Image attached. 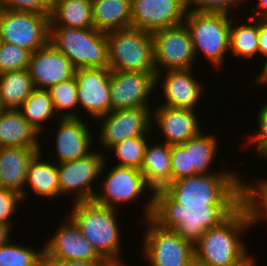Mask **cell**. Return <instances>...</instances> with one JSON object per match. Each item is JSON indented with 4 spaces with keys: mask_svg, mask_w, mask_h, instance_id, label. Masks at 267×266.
<instances>
[{
    "mask_svg": "<svg viewBox=\"0 0 267 266\" xmlns=\"http://www.w3.org/2000/svg\"><path fill=\"white\" fill-rule=\"evenodd\" d=\"M239 206H183L163 189L153 194L151 219L160 227L174 230L193 245L210 228L220 225Z\"/></svg>",
    "mask_w": 267,
    "mask_h": 266,
    "instance_id": "cell-1",
    "label": "cell"
},
{
    "mask_svg": "<svg viewBox=\"0 0 267 266\" xmlns=\"http://www.w3.org/2000/svg\"><path fill=\"white\" fill-rule=\"evenodd\" d=\"M183 206H240L241 176L236 172L196 174L163 189Z\"/></svg>",
    "mask_w": 267,
    "mask_h": 266,
    "instance_id": "cell-2",
    "label": "cell"
},
{
    "mask_svg": "<svg viewBox=\"0 0 267 266\" xmlns=\"http://www.w3.org/2000/svg\"><path fill=\"white\" fill-rule=\"evenodd\" d=\"M252 225L240 205L220 225L210 228L194 244V257L208 266H235L250 253L242 236Z\"/></svg>",
    "mask_w": 267,
    "mask_h": 266,
    "instance_id": "cell-3",
    "label": "cell"
},
{
    "mask_svg": "<svg viewBox=\"0 0 267 266\" xmlns=\"http://www.w3.org/2000/svg\"><path fill=\"white\" fill-rule=\"evenodd\" d=\"M72 205L69 217L97 253L102 258L121 257V224L117 221V209L97 204L94 200L78 201Z\"/></svg>",
    "mask_w": 267,
    "mask_h": 266,
    "instance_id": "cell-4",
    "label": "cell"
},
{
    "mask_svg": "<svg viewBox=\"0 0 267 266\" xmlns=\"http://www.w3.org/2000/svg\"><path fill=\"white\" fill-rule=\"evenodd\" d=\"M49 42L66 55L76 69L109 68L106 33L95 28L50 26Z\"/></svg>",
    "mask_w": 267,
    "mask_h": 266,
    "instance_id": "cell-5",
    "label": "cell"
},
{
    "mask_svg": "<svg viewBox=\"0 0 267 266\" xmlns=\"http://www.w3.org/2000/svg\"><path fill=\"white\" fill-rule=\"evenodd\" d=\"M188 10L184 23L192 39L196 58L201 53L215 69H220L229 49V29L233 15Z\"/></svg>",
    "mask_w": 267,
    "mask_h": 266,
    "instance_id": "cell-6",
    "label": "cell"
},
{
    "mask_svg": "<svg viewBox=\"0 0 267 266\" xmlns=\"http://www.w3.org/2000/svg\"><path fill=\"white\" fill-rule=\"evenodd\" d=\"M106 36L111 71L156 72L152 33L129 27Z\"/></svg>",
    "mask_w": 267,
    "mask_h": 266,
    "instance_id": "cell-7",
    "label": "cell"
},
{
    "mask_svg": "<svg viewBox=\"0 0 267 266\" xmlns=\"http://www.w3.org/2000/svg\"><path fill=\"white\" fill-rule=\"evenodd\" d=\"M104 161L100 175H103L101 185L99 186V191H97L94 201L97 204L107 206L109 208H114L119 210L118 207L138 200L139 196L143 195L149 190L150 196L149 200L145 201L143 206V219L151 218L153 213V194L152 189L145 183L144 176L139 169L132 167H122L117 165H112V167L106 175V167L108 160ZM152 194V195H151Z\"/></svg>",
    "mask_w": 267,
    "mask_h": 266,
    "instance_id": "cell-8",
    "label": "cell"
},
{
    "mask_svg": "<svg viewBox=\"0 0 267 266\" xmlns=\"http://www.w3.org/2000/svg\"><path fill=\"white\" fill-rule=\"evenodd\" d=\"M142 254L148 266H187L194 257V245L174 230H167L151 218L145 219Z\"/></svg>",
    "mask_w": 267,
    "mask_h": 266,
    "instance_id": "cell-9",
    "label": "cell"
},
{
    "mask_svg": "<svg viewBox=\"0 0 267 266\" xmlns=\"http://www.w3.org/2000/svg\"><path fill=\"white\" fill-rule=\"evenodd\" d=\"M50 14L0 9L2 42L17 45L31 53L49 43Z\"/></svg>",
    "mask_w": 267,
    "mask_h": 266,
    "instance_id": "cell-10",
    "label": "cell"
},
{
    "mask_svg": "<svg viewBox=\"0 0 267 266\" xmlns=\"http://www.w3.org/2000/svg\"><path fill=\"white\" fill-rule=\"evenodd\" d=\"M156 74L168 70L194 68L196 55L185 23L152 33Z\"/></svg>",
    "mask_w": 267,
    "mask_h": 266,
    "instance_id": "cell-11",
    "label": "cell"
},
{
    "mask_svg": "<svg viewBox=\"0 0 267 266\" xmlns=\"http://www.w3.org/2000/svg\"><path fill=\"white\" fill-rule=\"evenodd\" d=\"M101 151L93 150L84 158L56 164L61 197L74 194L73 203L94 200L97 191L92 188V183L97 182V179L100 181V173L106 159L104 150Z\"/></svg>",
    "mask_w": 267,
    "mask_h": 266,
    "instance_id": "cell-12",
    "label": "cell"
},
{
    "mask_svg": "<svg viewBox=\"0 0 267 266\" xmlns=\"http://www.w3.org/2000/svg\"><path fill=\"white\" fill-rule=\"evenodd\" d=\"M151 109L131 108L111 111L96 118L100 147L109 151L114 145L136 136H151Z\"/></svg>",
    "mask_w": 267,
    "mask_h": 266,
    "instance_id": "cell-13",
    "label": "cell"
},
{
    "mask_svg": "<svg viewBox=\"0 0 267 266\" xmlns=\"http://www.w3.org/2000/svg\"><path fill=\"white\" fill-rule=\"evenodd\" d=\"M156 89V72L111 71L109 91L112 111L153 109L149 101Z\"/></svg>",
    "mask_w": 267,
    "mask_h": 266,
    "instance_id": "cell-14",
    "label": "cell"
},
{
    "mask_svg": "<svg viewBox=\"0 0 267 266\" xmlns=\"http://www.w3.org/2000/svg\"><path fill=\"white\" fill-rule=\"evenodd\" d=\"M187 0H131V27L153 33L184 23Z\"/></svg>",
    "mask_w": 267,
    "mask_h": 266,
    "instance_id": "cell-15",
    "label": "cell"
},
{
    "mask_svg": "<svg viewBox=\"0 0 267 266\" xmlns=\"http://www.w3.org/2000/svg\"><path fill=\"white\" fill-rule=\"evenodd\" d=\"M109 68L76 69L78 106L88 113L91 119L108 114L112 111L110 99Z\"/></svg>",
    "mask_w": 267,
    "mask_h": 266,
    "instance_id": "cell-16",
    "label": "cell"
},
{
    "mask_svg": "<svg viewBox=\"0 0 267 266\" xmlns=\"http://www.w3.org/2000/svg\"><path fill=\"white\" fill-rule=\"evenodd\" d=\"M66 220V221H65ZM44 245V260L100 261L102 257L67 215Z\"/></svg>",
    "mask_w": 267,
    "mask_h": 266,
    "instance_id": "cell-17",
    "label": "cell"
},
{
    "mask_svg": "<svg viewBox=\"0 0 267 266\" xmlns=\"http://www.w3.org/2000/svg\"><path fill=\"white\" fill-rule=\"evenodd\" d=\"M192 71L193 69L168 70L157 73L156 87L161 84L159 87L165 100L158 105L196 110L205 90Z\"/></svg>",
    "mask_w": 267,
    "mask_h": 266,
    "instance_id": "cell-18",
    "label": "cell"
},
{
    "mask_svg": "<svg viewBox=\"0 0 267 266\" xmlns=\"http://www.w3.org/2000/svg\"><path fill=\"white\" fill-rule=\"evenodd\" d=\"M157 106L151 111V129L158 127L157 131L163 137L161 142L169 145L183 144L202 131L196 110Z\"/></svg>",
    "mask_w": 267,
    "mask_h": 266,
    "instance_id": "cell-19",
    "label": "cell"
},
{
    "mask_svg": "<svg viewBox=\"0 0 267 266\" xmlns=\"http://www.w3.org/2000/svg\"><path fill=\"white\" fill-rule=\"evenodd\" d=\"M28 71L34 88L49 89L62 81L74 78L76 68L66 55L49 42L31 53Z\"/></svg>",
    "mask_w": 267,
    "mask_h": 266,
    "instance_id": "cell-20",
    "label": "cell"
},
{
    "mask_svg": "<svg viewBox=\"0 0 267 266\" xmlns=\"http://www.w3.org/2000/svg\"><path fill=\"white\" fill-rule=\"evenodd\" d=\"M57 120L59 121L54 139L57 159L55 163L81 159L93 152L91 145L95 144L96 137L84 118H59Z\"/></svg>",
    "mask_w": 267,
    "mask_h": 266,
    "instance_id": "cell-21",
    "label": "cell"
},
{
    "mask_svg": "<svg viewBox=\"0 0 267 266\" xmlns=\"http://www.w3.org/2000/svg\"><path fill=\"white\" fill-rule=\"evenodd\" d=\"M41 149L26 147H0V177L2 186L21 194L24 200L28 199V190L25 189L27 171L32 159ZM26 190V191H25Z\"/></svg>",
    "mask_w": 267,
    "mask_h": 266,
    "instance_id": "cell-22",
    "label": "cell"
},
{
    "mask_svg": "<svg viewBox=\"0 0 267 266\" xmlns=\"http://www.w3.org/2000/svg\"><path fill=\"white\" fill-rule=\"evenodd\" d=\"M39 142L40 133L23 117L19 109L0 111V147L42 149Z\"/></svg>",
    "mask_w": 267,
    "mask_h": 266,
    "instance_id": "cell-23",
    "label": "cell"
},
{
    "mask_svg": "<svg viewBox=\"0 0 267 266\" xmlns=\"http://www.w3.org/2000/svg\"><path fill=\"white\" fill-rule=\"evenodd\" d=\"M151 141L146 146L140 171L153 192L171 183V145Z\"/></svg>",
    "mask_w": 267,
    "mask_h": 266,
    "instance_id": "cell-24",
    "label": "cell"
},
{
    "mask_svg": "<svg viewBox=\"0 0 267 266\" xmlns=\"http://www.w3.org/2000/svg\"><path fill=\"white\" fill-rule=\"evenodd\" d=\"M50 26L94 28L92 0H51Z\"/></svg>",
    "mask_w": 267,
    "mask_h": 266,
    "instance_id": "cell-25",
    "label": "cell"
},
{
    "mask_svg": "<svg viewBox=\"0 0 267 266\" xmlns=\"http://www.w3.org/2000/svg\"><path fill=\"white\" fill-rule=\"evenodd\" d=\"M41 153L43 152H39L29 164L25 188L28 186L26 189L29 188L33 195L51 201V198L53 200L60 196L58 172L56 163L48 162L46 158L43 160Z\"/></svg>",
    "mask_w": 267,
    "mask_h": 266,
    "instance_id": "cell-26",
    "label": "cell"
},
{
    "mask_svg": "<svg viewBox=\"0 0 267 266\" xmlns=\"http://www.w3.org/2000/svg\"><path fill=\"white\" fill-rule=\"evenodd\" d=\"M94 28L103 33L131 27V0H92Z\"/></svg>",
    "mask_w": 267,
    "mask_h": 266,
    "instance_id": "cell-27",
    "label": "cell"
},
{
    "mask_svg": "<svg viewBox=\"0 0 267 266\" xmlns=\"http://www.w3.org/2000/svg\"><path fill=\"white\" fill-rule=\"evenodd\" d=\"M33 90L28 69L0 74V103L4 109H19Z\"/></svg>",
    "mask_w": 267,
    "mask_h": 266,
    "instance_id": "cell-28",
    "label": "cell"
},
{
    "mask_svg": "<svg viewBox=\"0 0 267 266\" xmlns=\"http://www.w3.org/2000/svg\"><path fill=\"white\" fill-rule=\"evenodd\" d=\"M217 135L211 134H204L201 131L197 136L190 138L182 145L186 149H190V168H194L196 174H211L216 172H235L232 169H218L217 170H210L212 169V163L214 165V160L218 149V139ZM232 170V171H231Z\"/></svg>",
    "mask_w": 267,
    "mask_h": 266,
    "instance_id": "cell-29",
    "label": "cell"
},
{
    "mask_svg": "<svg viewBox=\"0 0 267 266\" xmlns=\"http://www.w3.org/2000/svg\"><path fill=\"white\" fill-rule=\"evenodd\" d=\"M247 22L235 23L232 19L229 29V51L244 61L252 60L259 54L258 18L248 15ZM237 24V25H236Z\"/></svg>",
    "mask_w": 267,
    "mask_h": 266,
    "instance_id": "cell-30",
    "label": "cell"
},
{
    "mask_svg": "<svg viewBox=\"0 0 267 266\" xmlns=\"http://www.w3.org/2000/svg\"><path fill=\"white\" fill-rule=\"evenodd\" d=\"M23 117L42 135L46 121L59 119L48 89L34 88L19 108Z\"/></svg>",
    "mask_w": 267,
    "mask_h": 266,
    "instance_id": "cell-31",
    "label": "cell"
},
{
    "mask_svg": "<svg viewBox=\"0 0 267 266\" xmlns=\"http://www.w3.org/2000/svg\"><path fill=\"white\" fill-rule=\"evenodd\" d=\"M241 176V206L252 226L267 221V179H257L251 184ZM258 222V223H257Z\"/></svg>",
    "mask_w": 267,
    "mask_h": 266,
    "instance_id": "cell-32",
    "label": "cell"
},
{
    "mask_svg": "<svg viewBox=\"0 0 267 266\" xmlns=\"http://www.w3.org/2000/svg\"><path fill=\"white\" fill-rule=\"evenodd\" d=\"M48 91L59 118H80L75 77L51 86Z\"/></svg>",
    "mask_w": 267,
    "mask_h": 266,
    "instance_id": "cell-33",
    "label": "cell"
},
{
    "mask_svg": "<svg viewBox=\"0 0 267 266\" xmlns=\"http://www.w3.org/2000/svg\"><path fill=\"white\" fill-rule=\"evenodd\" d=\"M10 242L0 246V266H45L44 248Z\"/></svg>",
    "mask_w": 267,
    "mask_h": 266,
    "instance_id": "cell-34",
    "label": "cell"
},
{
    "mask_svg": "<svg viewBox=\"0 0 267 266\" xmlns=\"http://www.w3.org/2000/svg\"><path fill=\"white\" fill-rule=\"evenodd\" d=\"M150 136H136L114 145L109 152H114L117 166L141 169L146 146Z\"/></svg>",
    "mask_w": 267,
    "mask_h": 266,
    "instance_id": "cell-35",
    "label": "cell"
},
{
    "mask_svg": "<svg viewBox=\"0 0 267 266\" xmlns=\"http://www.w3.org/2000/svg\"><path fill=\"white\" fill-rule=\"evenodd\" d=\"M30 57V51L14 44L2 42L0 45V74L28 69Z\"/></svg>",
    "mask_w": 267,
    "mask_h": 266,
    "instance_id": "cell-36",
    "label": "cell"
},
{
    "mask_svg": "<svg viewBox=\"0 0 267 266\" xmlns=\"http://www.w3.org/2000/svg\"><path fill=\"white\" fill-rule=\"evenodd\" d=\"M256 118L258 131L256 134L245 138L246 144L244 145L246 148H249L252 144V147L254 146L253 151L260 158L259 160L263 159L265 161L267 160V102L260 107Z\"/></svg>",
    "mask_w": 267,
    "mask_h": 266,
    "instance_id": "cell-37",
    "label": "cell"
},
{
    "mask_svg": "<svg viewBox=\"0 0 267 266\" xmlns=\"http://www.w3.org/2000/svg\"><path fill=\"white\" fill-rule=\"evenodd\" d=\"M192 175L196 173L190 168V149L182 144L171 145V182Z\"/></svg>",
    "mask_w": 267,
    "mask_h": 266,
    "instance_id": "cell-38",
    "label": "cell"
},
{
    "mask_svg": "<svg viewBox=\"0 0 267 266\" xmlns=\"http://www.w3.org/2000/svg\"><path fill=\"white\" fill-rule=\"evenodd\" d=\"M246 0H187L188 10L198 12L231 14V10L237 8ZM191 8V9H190ZM230 12V13H229Z\"/></svg>",
    "mask_w": 267,
    "mask_h": 266,
    "instance_id": "cell-39",
    "label": "cell"
},
{
    "mask_svg": "<svg viewBox=\"0 0 267 266\" xmlns=\"http://www.w3.org/2000/svg\"><path fill=\"white\" fill-rule=\"evenodd\" d=\"M22 202H23V199L21 197V194L10 189L1 188L0 189V222L10 225L12 227V225L14 224L12 217L16 215L15 212L19 209L18 204L20 203L22 204Z\"/></svg>",
    "mask_w": 267,
    "mask_h": 266,
    "instance_id": "cell-40",
    "label": "cell"
},
{
    "mask_svg": "<svg viewBox=\"0 0 267 266\" xmlns=\"http://www.w3.org/2000/svg\"><path fill=\"white\" fill-rule=\"evenodd\" d=\"M0 4L12 11L50 14L51 0H0Z\"/></svg>",
    "mask_w": 267,
    "mask_h": 266,
    "instance_id": "cell-41",
    "label": "cell"
},
{
    "mask_svg": "<svg viewBox=\"0 0 267 266\" xmlns=\"http://www.w3.org/2000/svg\"><path fill=\"white\" fill-rule=\"evenodd\" d=\"M259 56L267 62V19H258Z\"/></svg>",
    "mask_w": 267,
    "mask_h": 266,
    "instance_id": "cell-42",
    "label": "cell"
},
{
    "mask_svg": "<svg viewBox=\"0 0 267 266\" xmlns=\"http://www.w3.org/2000/svg\"><path fill=\"white\" fill-rule=\"evenodd\" d=\"M45 266H98V261L45 260Z\"/></svg>",
    "mask_w": 267,
    "mask_h": 266,
    "instance_id": "cell-43",
    "label": "cell"
},
{
    "mask_svg": "<svg viewBox=\"0 0 267 266\" xmlns=\"http://www.w3.org/2000/svg\"><path fill=\"white\" fill-rule=\"evenodd\" d=\"M257 7L255 5H252L254 7L250 8V17L258 18V19H267V0H256ZM248 3V1L246 0Z\"/></svg>",
    "mask_w": 267,
    "mask_h": 266,
    "instance_id": "cell-44",
    "label": "cell"
},
{
    "mask_svg": "<svg viewBox=\"0 0 267 266\" xmlns=\"http://www.w3.org/2000/svg\"><path fill=\"white\" fill-rule=\"evenodd\" d=\"M13 231V227L7 225L5 223L0 222V246L5 245L11 240V233ZM10 235V236H9Z\"/></svg>",
    "mask_w": 267,
    "mask_h": 266,
    "instance_id": "cell-45",
    "label": "cell"
},
{
    "mask_svg": "<svg viewBox=\"0 0 267 266\" xmlns=\"http://www.w3.org/2000/svg\"><path fill=\"white\" fill-rule=\"evenodd\" d=\"M263 66V67H262ZM261 66V71L256 75V78L252 80L257 86H267V62Z\"/></svg>",
    "mask_w": 267,
    "mask_h": 266,
    "instance_id": "cell-46",
    "label": "cell"
},
{
    "mask_svg": "<svg viewBox=\"0 0 267 266\" xmlns=\"http://www.w3.org/2000/svg\"><path fill=\"white\" fill-rule=\"evenodd\" d=\"M124 261H122V258H102L100 261H98V266H128L125 265Z\"/></svg>",
    "mask_w": 267,
    "mask_h": 266,
    "instance_id": "cell-47",
    "label": "cell"
},
{
    "mask_svg": "<svg viewBox=\"0 0 267 266\" xmlns=\"http://www.w3.org/2000/svg\"><path fill=\"white\" fill-rule=\"evenodd\" d=\"M254 254H250L247 258H245L243 261L239 262L238 264H236L235 266H257L254 259H256L257 257L254 258L253 256Z\"/></svg>",
    "mask_w": 267,
    "mask_h": 266,
    "instance_id": "cell-48",
    "label": "cell"
},
{
    "mask_svg": "<svg viewBox=\"0 0 267 266\" xmlns=\"http://www.w3.org/2000/svg\"><path fill=\"white\" fill-rule=\"evenodd\" d=\"M187 266H208V265L199 261L197 258L193 257L192 260L187 264Z\"/></svg>",
    "mask_w": 267,
    "mask_h": 266,
    "instance_id": "cell-49",
    "label": "cell"
},
{
    "mask_svg": "<svg viewBox=\"0 0 267 266\" xmlns=\"http://www.w3.org/2000/svg\"><path fill=\"white\" fill-rule=\"evenodd\" d=\"M3 188L2 186V181H1V177H0V189Z\"/></svg>",
    "mask_w": 267,
    "mask_h": 266,
    "instance_id": "cell-50",
    "label": "cell"
},
{
    "mask_svg": "<svg viewBox=\"0 0 267 266\" xmlns=\"http://www.w3.org/2000/svg\"><path fill=\"white\" fill-rule=\"evenodd\" d=\"M2 44V37H1V34H0V45Z\"/></svg>",
    "mask_w": 267,
    "mask_h": 266,
    "instance_id": "cell-51",
    "label": "cell"
},
{
    "mask_svg": "<svg viewBox=\"0 0 267 266\" xmlns=\"http://www.w3.org/2000/svg\"><path fill=\"white\" fill-rule=\"evenodd\" d=\"M4 108L2 107L1 103H0V111H2Z\"/></svg>",
    "mask_w": 267,
    "mask_h": 266,
    "instance_id": "cell-52",
    "label": "cell"
}]
</instances>
